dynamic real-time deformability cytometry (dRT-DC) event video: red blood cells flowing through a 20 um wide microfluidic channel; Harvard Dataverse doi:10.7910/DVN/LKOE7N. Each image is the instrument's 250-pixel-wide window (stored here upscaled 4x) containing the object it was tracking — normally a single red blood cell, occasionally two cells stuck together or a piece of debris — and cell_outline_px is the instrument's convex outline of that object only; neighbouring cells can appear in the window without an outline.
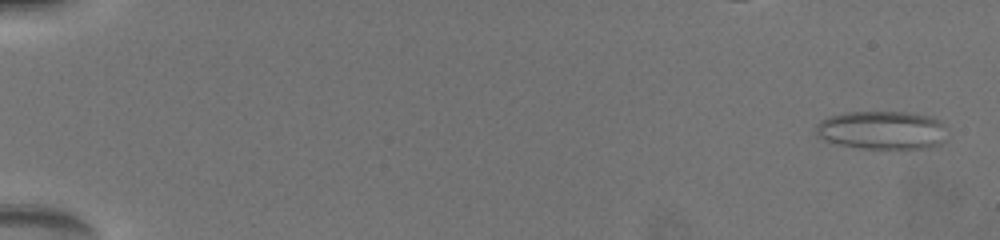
{"species": "common noctule bat (a hibernating species)", "species_latin": "Nyctalus noctula", "temperature_condition": "warm", "stored_images_in_passage": 39, "camera_frame_rate_fps": 3000, "um_per_image_px": 0.085, "animal": {"sex": "female", "body_mass_g": 19.5, "forearm_length_mm": 54.1}, "frame": {"image": 1, "passage_image": 2, "time_ms": 0.333, "image_size_px": [1000, 240], "cell_outline_px": [[948, 128], [932, 144], [920, 148], [860, 148], [840, 144], [828, 140], [820, 136], [816, 132], [816, 128], [820, 120], [844, 112], [904, 112], [932, 116], [940, 120]], "centroid_in_image_um": [74.93, 11.03], "position_along_channel_um": 10.1, "area_um2": 28.5}}
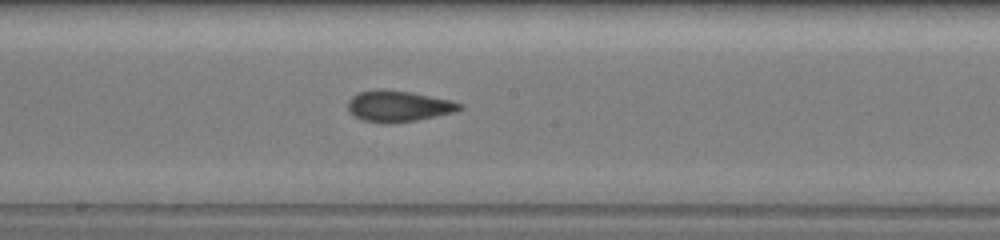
{"frame": {"image": 2, "passage_image": 27, "time_ms": 10.667, "image_size_px": [1000, 240], "cell_outline_px": [[464, 108], [452, 112], [416, 120], [392, 124], [384, 124], [364, 120], [356, 116], [348, 108], [348, 100], [352, 96], [360, 92], [380, 88], [412, 92], [448, 100], [464, 104]], "centroid_in_image_um": [33.85, 9.02], "position_along_channel_um": 214.3, "area_um2": 20.11}}
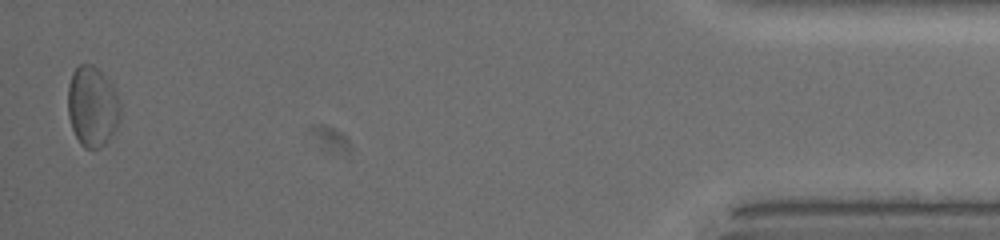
{"frame": {"image": 3, "passage_image": 39, "time_ms": 18.333, "image_size_px": [1000, 240], "cell_outline_px": [[120, 120], [116, 128], [108, 140], [100, 148], [84, 148], [80, 144], [72, 128], [68, 116], [68, 84], [72, 72], [80, 64], [92, 64], [112, 84], [120, 108]], "centroid_in_image_um": [7.83, 9.06], "position_along_channel_um": 427.4, "area_um2": 24.39}, "authors_computed_cell_mechanics": {"area_um2": 20.5768, "velocity_mm_per_s": 3.7866, "shape_relaxation_time_tau1_ms": 4.052, "shape_relaxation_time_tau2_ms": 2.9771, "deformation_change_tau1": 0.1087, "deformation_change_tau2": 0.1006}}